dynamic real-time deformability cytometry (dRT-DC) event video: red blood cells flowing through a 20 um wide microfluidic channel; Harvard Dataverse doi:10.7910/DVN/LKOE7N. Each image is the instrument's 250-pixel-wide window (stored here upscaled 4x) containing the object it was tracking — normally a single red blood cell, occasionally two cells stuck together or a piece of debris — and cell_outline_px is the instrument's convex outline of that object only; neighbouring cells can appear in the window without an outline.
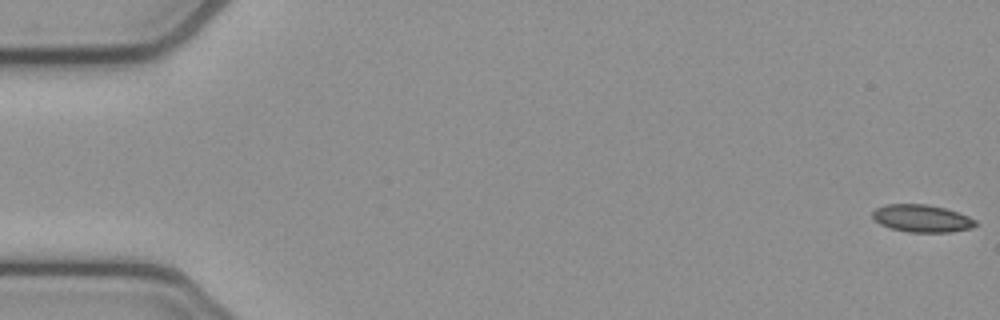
{"species": "common noctule bat (a hibernating species)", "species_latin": "Nyctalus noctula", "temperature_condition": "cold", "stored_images_in_passage": 54, "camera_frame_rate_fps": 3000, "um_per_image_px": 0.085, "animal": {"sex": "female", "body_mass_g": 21.9}, "frame": {"image": 1, "passage_image": 1, "time_ms": 0.0, "image_size_px": [1000, 320], "cell_outline_px": [[980, 224], [972, 228], [948, 232], [908, 232], [892, 228], [880, 224], [872, 216], [872, 212], [876, 208], [884, 204], [928, 204], [944, 208], [968, 216], [976, 220]], "centroid_in_image_um": [78.37, 18.56], "position_along_channel_um": 6.6, "area_um2": 16.47}}
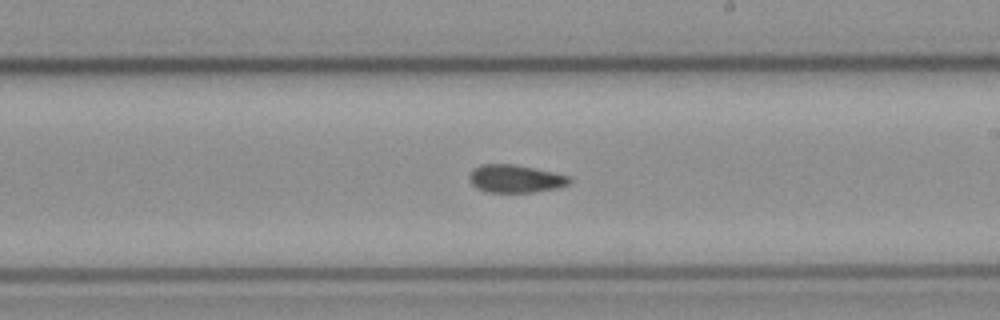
{"frame": {"image": 2, "passage_image": 31, "time_ms": 10.0, "image_size_px": [1000, 320], "cell_outline_px": [[572, 180], [568, 184], [556, 188], [532, 192], [488, 192], [476, 188], [468, 180], [468, 172], [472, 168], [480, 164], [512, 164], [552, 172], [568, 176]], "centroid_in_image_um": [43.72, 15.18], "position_along_channel_um": 245.3, "area_um2": 16.24}}
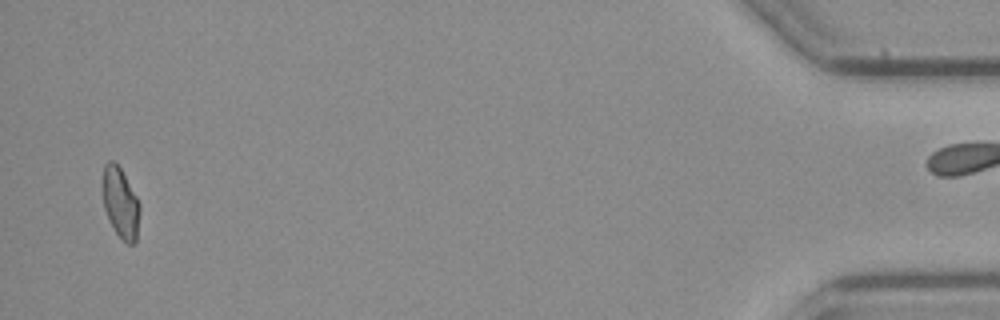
{"frame": {"image": 3, "passage_image": 52, "time_ms": 17.0, "image_size_px": [1000, 320], "cell_outline_px": [[140, 212], [136, 244], [128, 244], [120, 240], [104, 208], [100, 188], [100, 184], [104, 164], [108, 160], [112, 160], [120, 168], [136, 196], [140, 204]], "centroid_in_image_um": [10.21, 17.24], "position_along_channel_um": 425.0, "area_um2": 15.66}, "authors_computed_cell_mechanics": {"area_um2": 16.6175, "velocity_mm_per_s": 3.8617, "shape_relaxation_time_tau1_ms": 5.131, "shape_relaxation_time_tau2_ms": 3.0682, "deformation_change_tau1": 0.0968, "deformation_change_tau2": 0.0897}}